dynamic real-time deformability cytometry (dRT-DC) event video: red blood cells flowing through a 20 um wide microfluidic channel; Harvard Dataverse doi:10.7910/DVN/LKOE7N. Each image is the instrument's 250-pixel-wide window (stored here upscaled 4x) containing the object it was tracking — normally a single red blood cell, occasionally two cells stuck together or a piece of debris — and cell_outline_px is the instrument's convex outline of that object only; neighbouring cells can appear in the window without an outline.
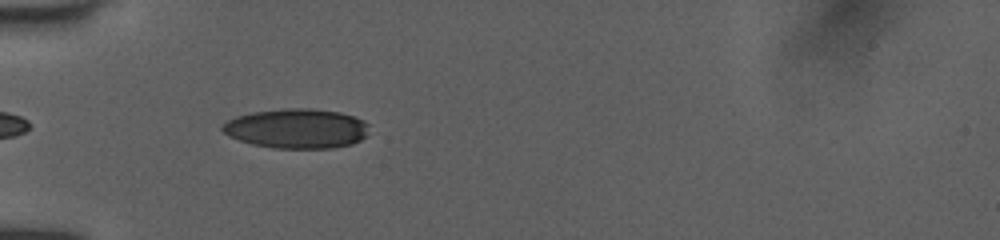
{"species": "human", "species_latin": "Homo sapiens", "temperature_condition": "room temperature", "stored_images_in_passage": 38, "camera_frame_rate_fps": 3000, "um_per_image_px": 0.085, "donor": {"sex": "female"}, "frame": {"image": 1, "passage_image": 3, "time_ms": 0.667, "image_size_px": [1000, 240], "cell_outline_px": [[368, 136], [352, 144], [332, 148], [272, 148], [252, 144], [228, 136], [220, 128], [228, 120], [236, 116], [252, 112], [284, 108], [312, 108], [340, 112], [364, 120], [368, 124]], "centroid_in_image_um": [25.24, 10.92], "position_along_channel_um": 59.8, "area_um2": 34.1}}
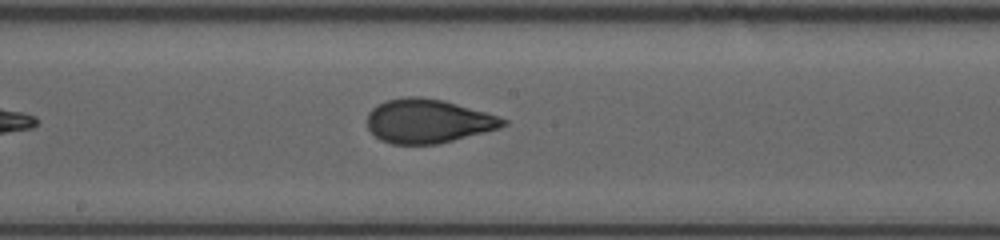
{"frame": {"image": 2, "passage_image": 15, "time_ms": 4.667, "image_size_px": [1000, 240], "cell_outline_px": [[508, 124], [500, 128], [436, 144], [392, 144], [380, 140], [368, 128], [368, 112], [376, 104], [384, 100], [408, 96], [420, 96], [444, 100], [484, 112], [508, 120]], "centroid_in_image_um": [36.35, 10.28], "position_along_channel_um": 211.9, "area_um2": 34.68}}
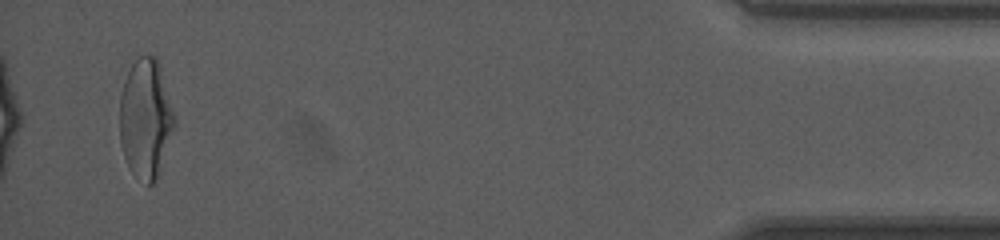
{"frame": {"image": 3, "passage_image": 36, "time_ms": 11.667, "image_size_px": [1000, 240], "cell_outline_px": [[176, 124], [156, 180], [152, 184], [148, 184], [132, 172], [124, 156], [120, 144], [120, 96], [128, 72], [132, 64], [140, 56], [156, 56], [176, 116]], "centroid_in_image_um": [12.39, 10.08], "position_along_channel_um": 422.8, "area_um2": 37.74}, "authors_computed_cell_mechanics": {"area_um2": 34.68, "velocity_mm_per_s": 4.0143, "shape_relaxation_time_tau1_ms": 4.6426, "shape_relaxation_time_tau2_ms": 0.7263, "deformation_change_tau1": 0.1699, "deformation_change_tau2": 0.0617}}